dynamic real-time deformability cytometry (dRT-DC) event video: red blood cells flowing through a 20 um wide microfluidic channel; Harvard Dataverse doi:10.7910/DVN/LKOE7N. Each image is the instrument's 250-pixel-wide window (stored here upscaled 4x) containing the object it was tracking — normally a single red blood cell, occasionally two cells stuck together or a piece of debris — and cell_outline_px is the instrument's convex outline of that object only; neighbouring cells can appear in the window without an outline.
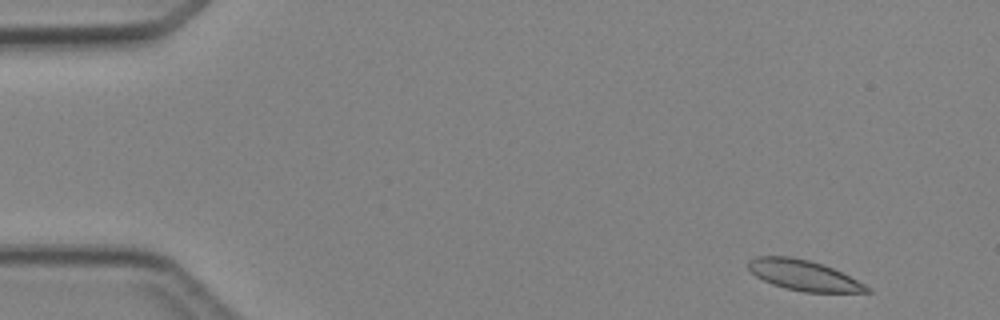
{"species": "Egyptian fruit bat (a non-hibernating species)", "species_latin": "Rousettus aegyptiacus", "temperature_condition": "cold", "stored_images_in_passage": 4, "camera_frame_rate_fps": 3000, "um_per_image_px": 0.085, "animal": {"sex": "female"}, "frame": {"image": 1, "passage_image": 1, "time_ms": 0.0, "image_size_px": [1000, 320], "cell_outline_px": [[872, 292], [804, 292], [784, 288], [772, 284], [756, 276], [748, 268], [748, 260], [756, 256], [788, 256], [808, 260], [832, 268], [872, 288]], "centroid_in_image_um": [68.28, 23.4], "position_along_channel_um": 16.7, "area_um2": 20.75}}
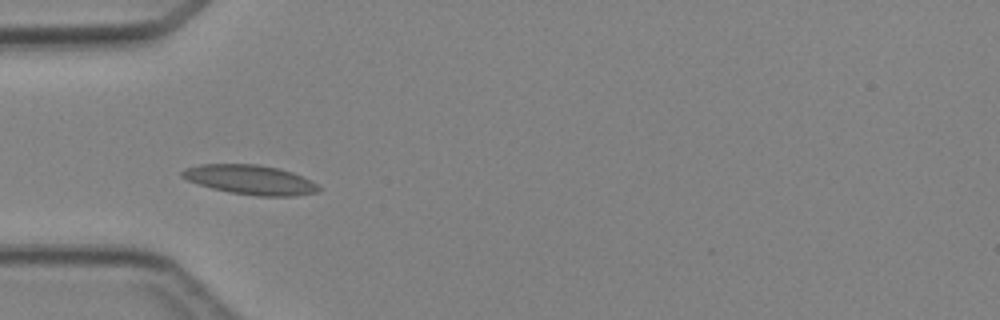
{"frame": {"image": 2, "passage_image": 4, "time_ms": 3.667, "image_size_px": [1000, 320], "cell_outline_px": [[320, 188], [316, 192], [292, 196], [256, 196], [232, 192], [212, 188], [188, 180], [180, 176], [180, 172], [184, 168], [200, 164], [256, 164], [280, 168], [292, 172], [312, 180]], "centroid_in_image_um": [21.26, 15.26], "position_along_channel_um": 63.7, "area_um2": 23.35}}